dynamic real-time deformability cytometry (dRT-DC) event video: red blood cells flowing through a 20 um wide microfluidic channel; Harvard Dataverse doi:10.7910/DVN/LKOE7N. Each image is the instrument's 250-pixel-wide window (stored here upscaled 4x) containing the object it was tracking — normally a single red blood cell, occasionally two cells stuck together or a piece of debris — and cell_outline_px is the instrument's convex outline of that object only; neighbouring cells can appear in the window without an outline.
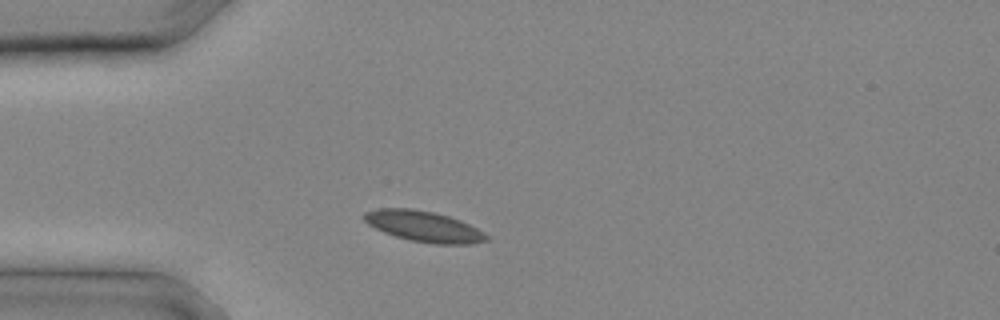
{"species": "common noctule bat (a hibernating species)", "species_latin": "Nyctalus noctula", "temperature_condition": "cold", "stored_images_in_passage": 12, "camera_frame_rate_fps": 3000, "um_per_image_px": 0.085, "animal": {"sex": "male", "body_mass_g": 20.4}, "frame": {"image": 1, "passage_image": 3, "time_ms": 0.667, "image_size_px": [1000, 320], "cell_outline_px": [[488, 240], [472, 244], [432, 244], [412, 240], [396, 236], [384, 232], [368, 224], [364, 220], [364, 212], [380, 208], [412, 208], [436, 212], [460, 220], [484, 232], [488, 236]], "centroid_in_image_um": [36.03, 19.24], "position_along_channel_um": 49.0, "area_um2": 21.85}}
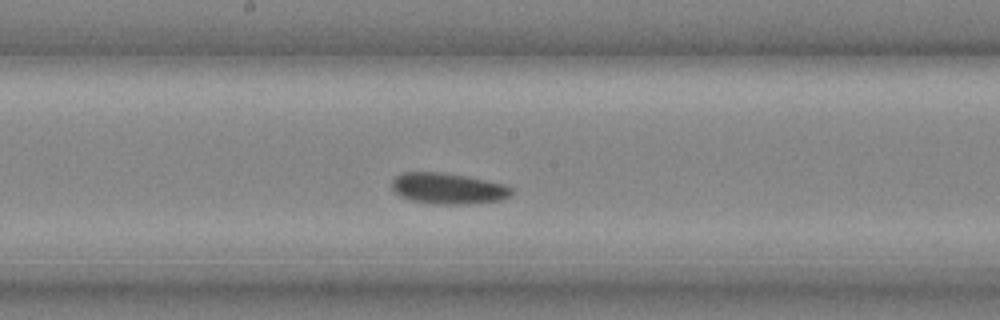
{"frame": {"image": 2, "passage_image": 10, "time_ms": 3.0, "image_size_px": [1000, 320], "cell_outline_px": [[512, 192], [508, 196], [500, 200], [468, 204], [432, 204], [412, 200], [400, 196], [392, 188], [392, 180], [400, 172], [444, 172], [504, 184], [512, 188]], "centroid_in_image_um": [38.05, 16.02], "position_along_channel_um": 210.2, "area_um2": 21.5}}
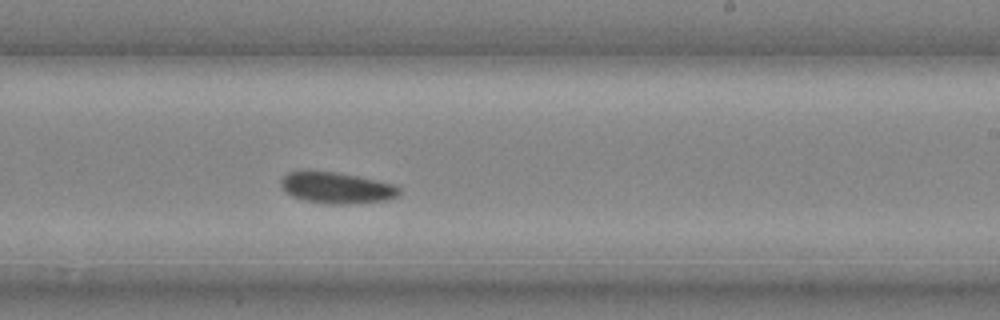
{"frame": {"image": 3, "passage_image": 12, "time_ms": 3.667, "image_size_px": [1000, 320], "cell_outline_px": [[400, 192], [396, 196], [388, 200], [352, 204], [324, 204], [304, 200], [292, 196], [280, 184], [280, 180], [288, 172], [300, 168], [304, 168], [336, 172], [396, 184], [400, 188]], "centroid_in_image_um": [28.58, 15.93], "position_along_channel_um": 260.4, "area_um2": 22.08}}